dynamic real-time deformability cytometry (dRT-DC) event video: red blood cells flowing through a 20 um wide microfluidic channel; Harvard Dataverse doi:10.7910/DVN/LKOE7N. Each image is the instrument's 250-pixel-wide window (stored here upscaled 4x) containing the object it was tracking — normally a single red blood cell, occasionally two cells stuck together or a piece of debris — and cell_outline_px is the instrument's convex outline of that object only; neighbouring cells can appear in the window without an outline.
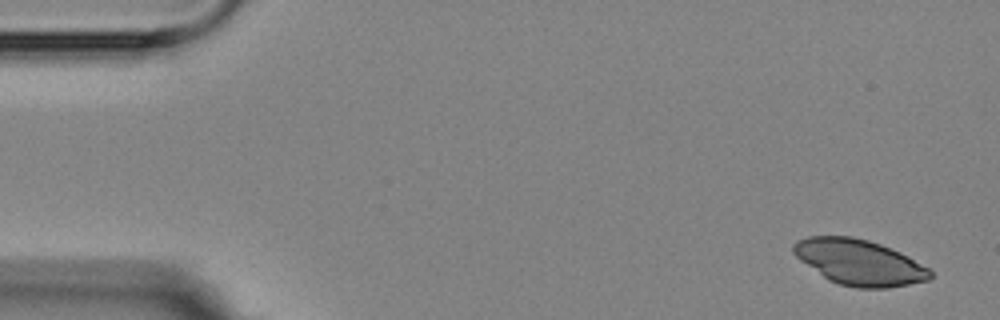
{"species": "Egyptian fruit bat (a non-hibernating species)", "species_latin": "Rousettus aegyptiacus", "temperature_condition": "room temperature", "stored_images_in_passage": 6, "camera_frame_rate_fps": 3000, "um_per_image_px": 0.085, "animal": {"sex": "female"}, "frame": {"image": 1, "passage_image": 1, "time_ms": 0.0, "image_size_px": [1000, 320], "cell_outline_px": [[932, 276], [928, 280], [888, 288], [856, 288], [840, 284], [828, 280], [800, 260], [792, 252], [792, 244], [796, 240], [808, 236], [852, 236], [868, 240], [880, 244], [900, 252], [908, 256], [928, 268], [932, 272]], "centroid_in_image_um": [73.0, 22.29], "position_along_channel_um": 12.0, "area_um2": 36.3}}